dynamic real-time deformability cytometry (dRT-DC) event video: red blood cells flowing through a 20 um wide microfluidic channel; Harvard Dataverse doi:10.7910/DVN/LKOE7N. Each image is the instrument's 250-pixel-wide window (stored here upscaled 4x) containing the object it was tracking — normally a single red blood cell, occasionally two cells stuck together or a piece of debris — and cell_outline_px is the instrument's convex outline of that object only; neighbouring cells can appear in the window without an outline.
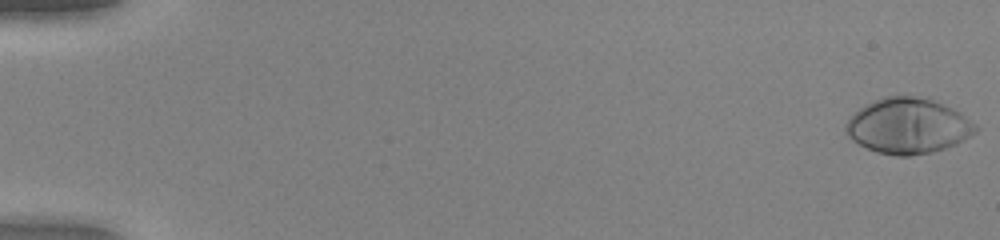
{"species": "human", "species_latin": "Homo sapiens", "temperature_condition": "warm", "stored_images_in_passage": 40, "camera_frame_rate_fps": 3000, "um_per_image_px": 0.085, "donor": {"sex": "female"}, "frame": {"image": 1, "passage_image": 1, "time_ms": 0.0, "image_size_px": [1000, 240], "cell_outline_px": [[980, 128], [976, 132], [964, 140], [956, 144], [932, 152], [908, 156], [896, 156], [876, 152], [852, 140], [844, 132], [844, 124], [864, 104], [884, 96], [928, 96], [960, 112], [976, 124]], "centroid_in_image_um": [77.19, 10.69], "position_along_channel_um": 7.8, "area_um2": 42.31}}
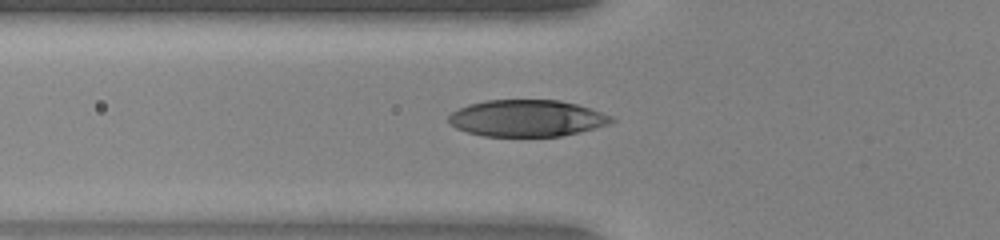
{"frame": {"image": 2, "passage_image": 20, "time_ms": 6.333, "image_size_px": [1000, 240], "cell_outline_px": [[616, 120], [608, 124], [596, 128], [580, 132], [560, 136], [484, 136], [468, 132], [456, 128], [448, 124], [448, 116], [452, 112], [468, 104], [488, 100], [560, 100], [576, 104], [612, 116]], "centroid_in_image_um": [44.77, 10.05], "position_along_channel_um": 81.0, "area_um2": 34.74}}
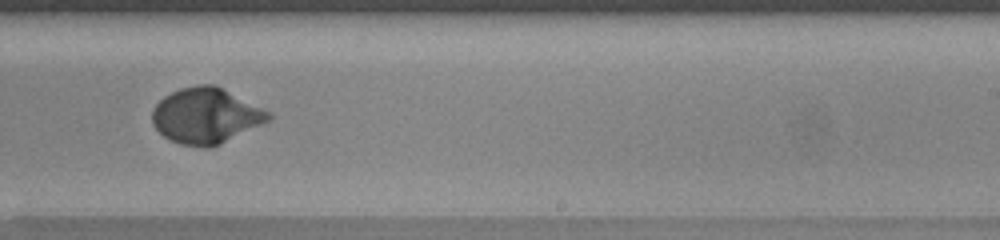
{"frame": {"image": 3, "passage_image": 34, "time_ms": 11.0, "image_size_px": [1000, 240], "cell_outline_px": [[272, 120], [220, 144], [208, 148], [204, 148], [180, 144], [164, 136], [152, 124], [152, 108], [164, 96], [180, 88], [196, 84], [216, 84], [272, 112]], "centroid_in_image_um": [17.54, 9.82], "position_along_channel_um": 271.5, "area_um2": 38.09}}